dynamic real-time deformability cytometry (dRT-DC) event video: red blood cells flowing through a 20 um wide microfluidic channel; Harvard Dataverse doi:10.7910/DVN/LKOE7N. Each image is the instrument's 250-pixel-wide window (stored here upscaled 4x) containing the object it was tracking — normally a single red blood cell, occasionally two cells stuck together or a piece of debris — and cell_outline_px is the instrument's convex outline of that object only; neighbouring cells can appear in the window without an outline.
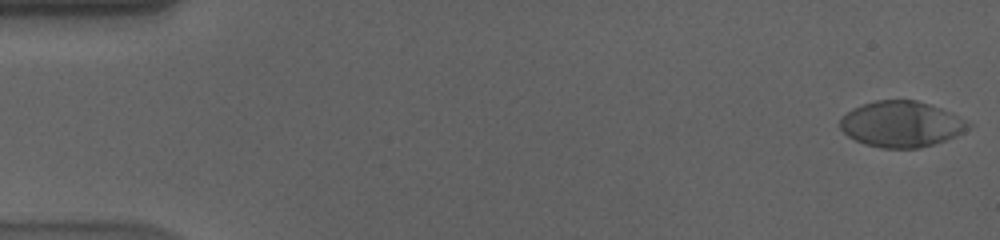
{"species": "human", "species_latin": "Homo sapiens", "temperature_condition": "cold", "stored_images_in_passage": 57, "camera_frame_rate_fps": 3000, "um_per_image_px": 0.085, "donor": {"sex": "male"}, "frame": {"image": 1, "passage_image": 1, "time_ms": 0.0, "image_size_px": [1000, 240], "cell_outline_px": [[972, 124], [964, 132], [956, 136], [932, 144], [916, 148], [880, 148], [864, 144], [848, 136], [840, 128], [840, 120], [852, 108], [876, 100], [916, 100], [940, 108]], "centroid_in_image_um": [76.58, 10.56], "position_along_channel_um": 8.4, "area_um2": 33.81}}
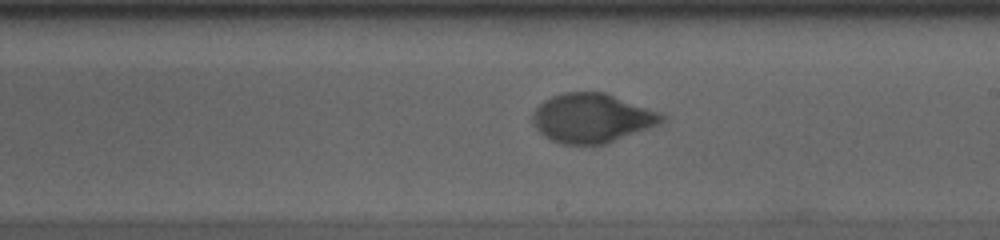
{"frame": {"image": 2, "passage_image": 33, "time_ms": 10.667, "image_size_px": [1000, 240], "cell_outline_px": [[668, 120], [648, 128], [604, 144], [560, 144], [544, 136], [532, 124], [532, 112], [544, 100], [552, 96], [564, 92], [604, 92], [660, 112], [668, 116]], "centroid_in_image_um": [50.31, 10.03], "position_along_channel_um": 238.7, "area_um2": 36.93}}
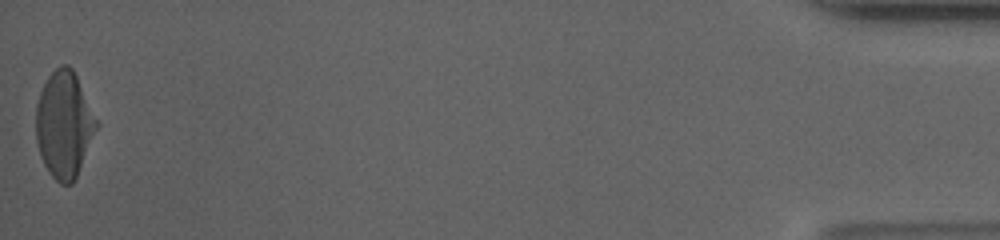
{"frame": {"image": 3, "passage_image": 57, "time_ms": 18.667, "image_size_px": [1000, 240], "cell_outline_px": [[100, 124], [76, 176], [72, 184], [60, 184], [48, 172], [40, 156], [36, 140], [36, 104], [40, 92], [48, 76], [60, 64], [68, 64], [72, 68]], "centroid_in_image_um": [5.45, 10.58], "position_along_channel_um": 429.7, "area_um2": 37.57}, "authors_computed_cell_mechanics": {"area_um2": 36.7608, "velocity_mm_per_s": 3.5716, "shape_relaxation_time_tau1_ms": 4.2038, "shape_relaxation_time_tau2_ms": null, "deformation_change_tau1": 0.1764, "deformation_change_tau2": null}}